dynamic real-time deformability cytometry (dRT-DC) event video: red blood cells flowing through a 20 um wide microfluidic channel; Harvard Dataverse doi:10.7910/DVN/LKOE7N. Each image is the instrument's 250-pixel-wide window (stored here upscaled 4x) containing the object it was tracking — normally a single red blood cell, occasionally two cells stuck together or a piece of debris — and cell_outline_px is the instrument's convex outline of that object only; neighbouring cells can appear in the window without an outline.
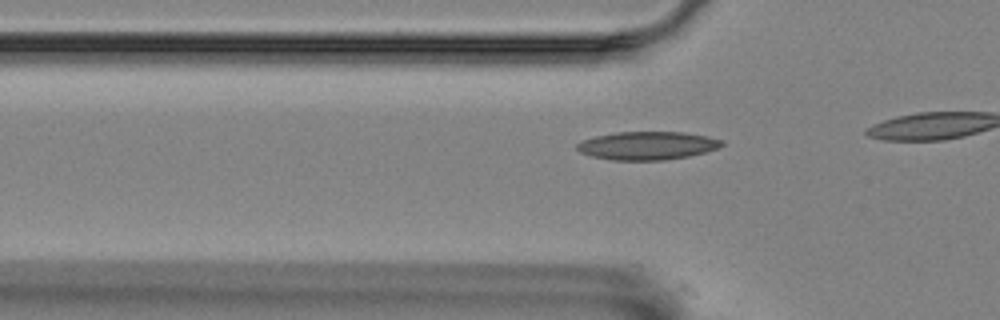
{"species": "Egyptian fruit bat (a non-hibernating species)", "species_latin": "Rousettus aegyptiacus", "temperature_condition": "room temperature", "stored_images_in_passage": 18, "camera_frame_rate_fps": 3000, "um_per_image_px": 0.085, "animal": {"sex": "female"}, "frame": {"image": 1, "passage_image": 12, "time_ms": 3.667, "image_size_px": [1000, 320], "cell_outline_px": [[724, 144], [716, 148], [704, 152], [688, 156], [664, 160], [612, 160], [592, 156], [580, 152], [576, 148], [576, 144], [584, 140], [596, 136], [616, 132], [684, 132], [708, 136], [724, 140]], "centroid_in_image_um": [55.03, 12.37], "position_along_channel_um": 70.8, "area_um2": 23.7}}
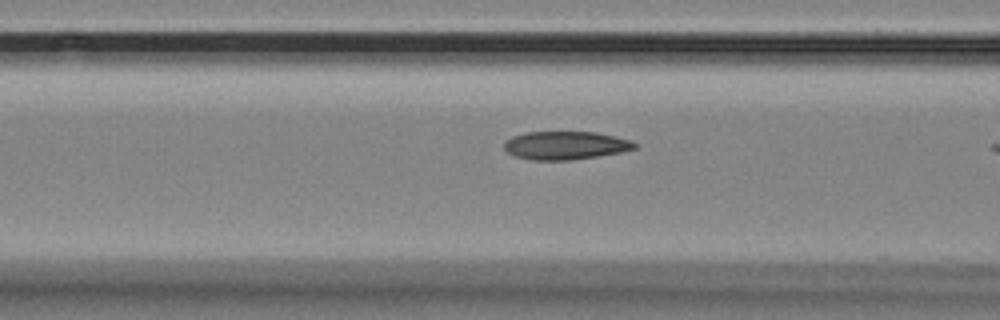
{"frame": {"image": 2, "passage_image": 16, "time_ms": 5.0, "image_size_px": [1000, 320], "cell_outline_px": [[636, 148], [620, 152], [572, 160], [532, 160], [516, 156], [508, 152], [504, 148], [504, 144], [512, 136], [524, 132], [596, 132], [632, 140], [636, 144]], "centroid_in_image_um": [48.06, 12.35], "position_along_channel_um": 118.5, "area_um2": 21.33}}